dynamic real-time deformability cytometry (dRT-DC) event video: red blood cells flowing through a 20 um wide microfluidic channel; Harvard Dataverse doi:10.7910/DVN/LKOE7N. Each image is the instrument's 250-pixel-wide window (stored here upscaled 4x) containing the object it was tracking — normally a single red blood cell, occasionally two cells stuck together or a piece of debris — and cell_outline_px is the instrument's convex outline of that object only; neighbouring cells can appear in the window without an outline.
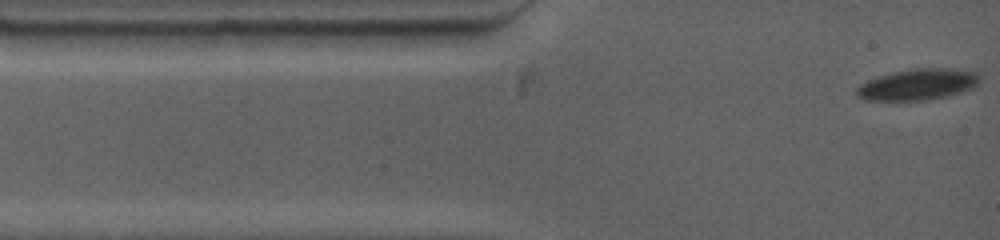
{"species": "common noctule bat (a hibernating species)", "species_latin": "Nyctalus noctula", "temperature_condition": "warm", "stored_images_in_passage": 7, "camera_frame_rate_fps": 4500, "um_per_image_px": 0.085, "animal": {"sex": "female", "body_mass_g": 19.0, "forearm_length_mm": 53.3}, "frame": {"image": 1, "passage_image": 1, "time_ms": 0.0, "image_size_px": [1000, 240], "cell_outline_px": [[980, 80], [972, 88], [948, 96], [928, 100], [864, 100], [856, 92], [856, 88], [860, 84], [868, 80], [892, 72], [916, 68], [948, 68], [976, 72]], "centroid_in_image_um": [78.01, 7.18], "position_along_channel_um": 7.0, "area_um2": 22.14}}
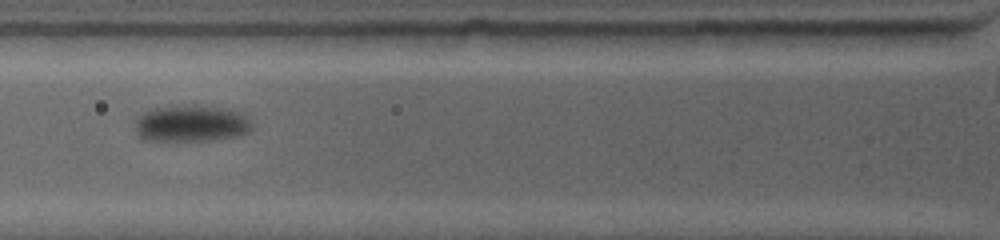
{"frame": {"image": 2, "passage_image": 5, "time_ms": 4.222, "image_size_px": [1000, 240], "cell_outline_px": [[252, 128], [248, 132], [240, 136], [212, 140], [144, 140], [136, 132], [136, 120], [144, 112], [156, 108], [176, 104], [192, 104], [224, 108], [244, 112], [252, 124]], "centroid_in_image_um": [16.31, 10.47], "position_along_channel_um": 109.5, "area_um2": 25.26}}
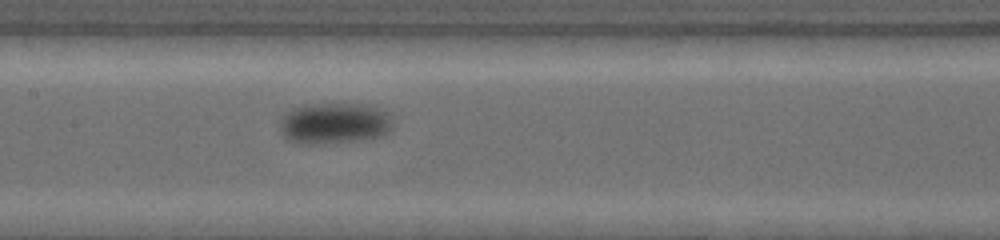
{"frame": {"image": 3, "passage_image": 7, "time_ms": 6.222, "image_size_px": [1000, 240], "cell_outline_px": [[392, 128], [388, 132], [380, 136], [360, 140], [324, 144], [300, 144], [284, 136], [280, 128], [280, 116], [292, 108], [304, 104], [360, 104], [380, 108], [392, 116]], "centroid_in_image_um": [28.4, 10.48], "position_along_channel_um": 179.0, "area_um2": 27.34}}